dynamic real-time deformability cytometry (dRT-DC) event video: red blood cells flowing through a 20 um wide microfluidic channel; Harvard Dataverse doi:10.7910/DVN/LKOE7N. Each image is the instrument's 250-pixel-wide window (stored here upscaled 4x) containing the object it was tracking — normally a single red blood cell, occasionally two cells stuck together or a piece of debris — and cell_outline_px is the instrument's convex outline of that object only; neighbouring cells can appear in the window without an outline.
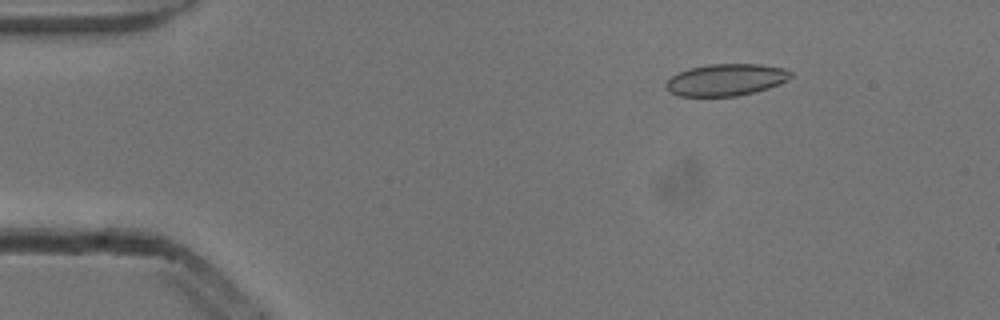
{"species": "common noctule bat (a hibernating species)", "species_latin": "Nyctalus noctula", "temperature_condition": "cold", "stored_images_in_passage": 53, "camera_frame_rate_fps": 3000, "um_per_image_px": 0.085, "animal": {"sex": "male", "body_mass_g": 13.3}, "frame": {"image": 1, "passage_image": 8, "time_ms": 2.333, "image_size_px": [1000, 320], "cell_outline_px": [[792, 76], [780, 84], [756, 92], [736, 96], [680, 96], [668, 92], [664, 84], [672, 76], [688, 68], [708, 64], [760, 64], [784, 68], [792, 72]], "centroid_in_image_um": [61.7, 6.78], "position_along_channel_um": 23.3, "area_um2": 23.29}}
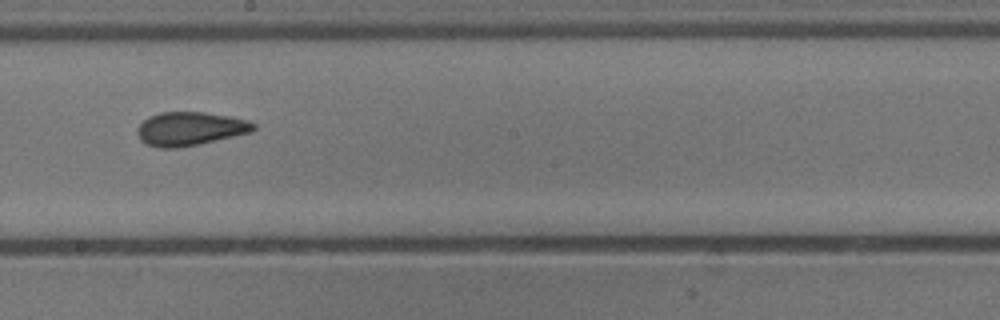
{"frame": {"image": 2, "passage_image": 30, "time_ms": 9.667, "image_size_px": [1000, 320], "cell_outline_px": [[256, 128], [252, 132], [200, 144], [180, 148], [160, 148], [144, 144], [140, 140], [136, 132], [136, 128], [148, 116], [160, 112], [204, 112], [228, 116], [248, 120], [256, 124]], "centroid_in_image_um": [16.13, 10.95], "position_along_channel_um": 232.1, "area_um2": 23.06}}
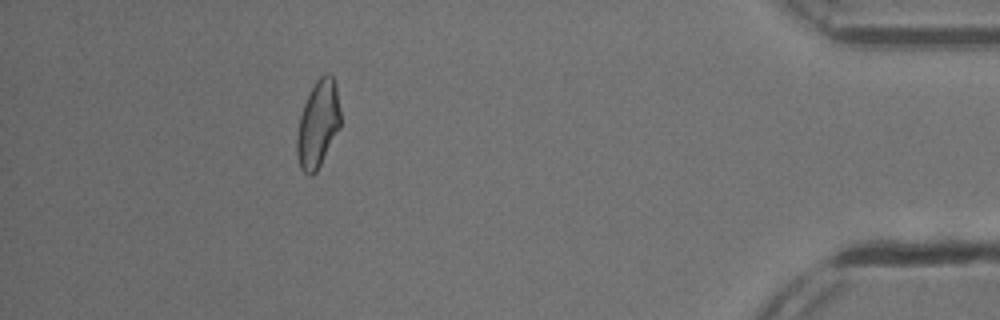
{"frame": {"image": 3, "passage_image": 48, "time_ms": 15.667, "image_size_px": [1000, 320], "cell_outline_px": [[340, 128], [316, 172], [312, 176], [308, 176], [300, 168], [296, 156], [296, 136], [300, 116], [304, 104], [316, 80], [320, 76], [328, 72], [332, 76], [336, 84], [340, 108]], "centroid_in_image_um": [27.02, 10.56], "position_along_channel_um": 408.2, "area_um2": 22.2}, "authors_computed_cell_mechanics": {"area_um2": 22.831, "velocity_mm_per_s": 3.8678, "shape_relaxation_time_tau1_ms": null, "shape_relaxation_time_tau2_ms": 1.5547, "deformation_change_tau1": null, "deformation_change_tau2": 0.084}}